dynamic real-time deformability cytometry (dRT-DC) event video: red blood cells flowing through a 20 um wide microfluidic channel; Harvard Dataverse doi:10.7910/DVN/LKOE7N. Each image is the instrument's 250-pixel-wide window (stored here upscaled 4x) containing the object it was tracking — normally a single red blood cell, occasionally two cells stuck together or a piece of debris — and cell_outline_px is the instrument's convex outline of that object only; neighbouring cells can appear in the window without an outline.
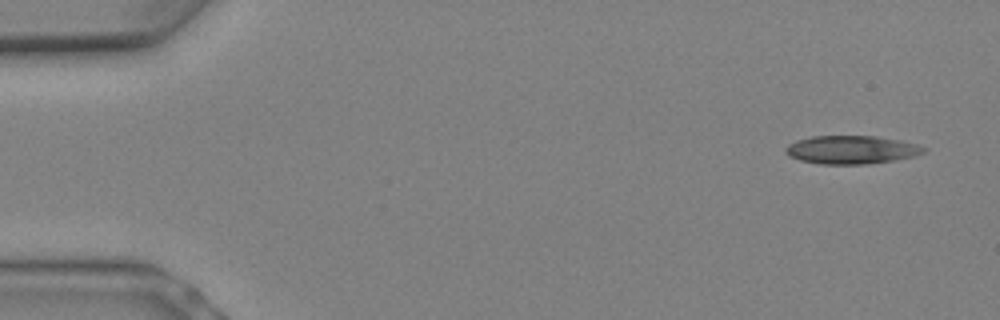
{"species": "Egyptian fruit bat (a non-hibernating species)", "species_latin": "Rousettus aegyptiacus", "temperature_condition": "warm", "stored_images_in_passage": 9, "camera_frame_rate_fps": 3000, "um_per_image_px": 0.085, "animal": {"sex": "female"}, "frame": {"image": 1, "passage_image": 1, "time_ms": 0.0, "image_size_px": [1000, 320], "cell_outline_px": [[928, 148], [924, 152], [912, 156], [896, 160], [868, 164], [820, 164], [800, 160], [788, 156], [784, 152], [784, 148], [788, 144], [796, 140], [812, 136], [876, 136], [900, 140], [916, 144]], "centroid_in_image_um": [72.34, 12.73], "position_along_channel_um": 12.7, "area_um2": 22.89}}
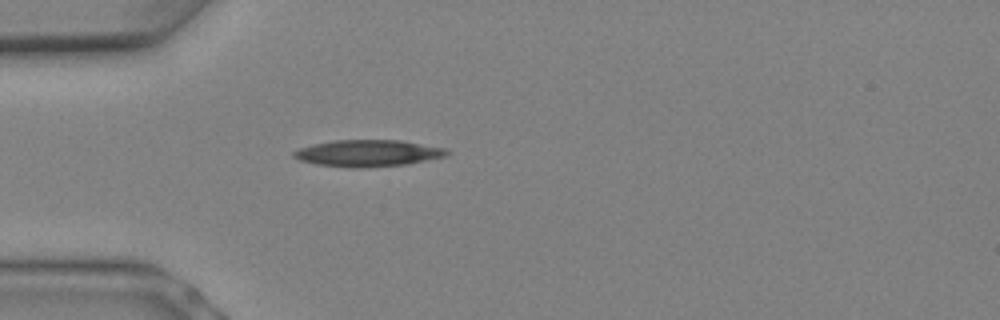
{"frame": {"image": 2, "passage_image": 6, "time_ms": 1.667, "image_size_px": [1000, 320], "cell_outline_px": [[452, 152], [448, 156], [408, 164], [364, 168], [348, 168], [316, 164], [300, 160], [292, 156], [292, 152], [300, 148], [312, 144], [332, 140], [400, 140], [448, 148]], "centroid_in_image_um": [31.33, 13.02], "position_along_channel_um": 53.7, "area_um2": 24.22}}
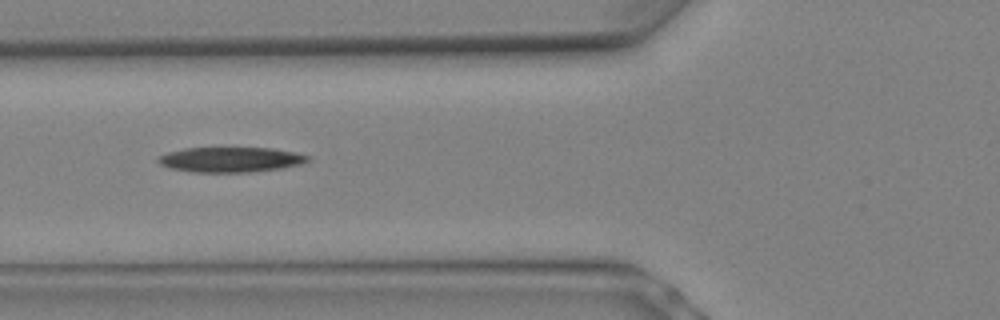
{"frame": {"image": 3, "passage_image": 8, "time_ms": 2.333, "image_size_px": [1000, 320], "cell_outline_px": [[312, 160], [304, 164], [280, 168], [248, 172], [192, 172], [168, 168], [160, 164], [156, 160], [160, 156], [168, 152], [184, 148], [272, 148], [296, 152], [312, 156]], "centroid_in_image_um": [19.65, 13.56], "position_along_channel_um": 106.1, "area_um2": 22.08}}